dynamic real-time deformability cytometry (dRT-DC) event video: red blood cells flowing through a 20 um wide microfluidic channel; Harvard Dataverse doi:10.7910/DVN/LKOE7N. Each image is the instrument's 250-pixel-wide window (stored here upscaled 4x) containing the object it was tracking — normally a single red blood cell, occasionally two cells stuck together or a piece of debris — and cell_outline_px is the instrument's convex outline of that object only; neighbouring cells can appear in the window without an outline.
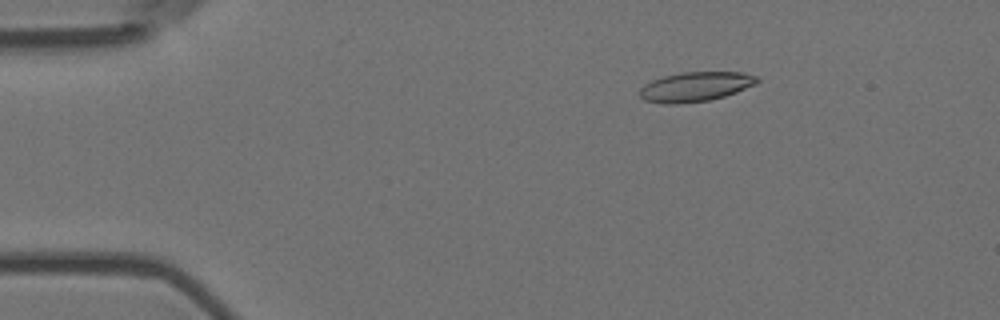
{"species": "Egyptian fruit bat (a non-hibernating species)", "species_latin": "Rousettus aegyptiacus", "temperature_condition": "room temperature", "stored_images_in_passage": 4, "camera_frame_rate_fps": 3000, "um_per_image_px": 0.085, "animal": {"sex": "female"}, "frame": {"image": 1, "passage_image": 2, "time_ms": 0.333, "image_size_px": [1000, 320], "cell_outline_px": [[760, 80], [756, 84], [736, 92], [724, 96], [708, 100], [676, 104], [664, 104], [644, 100], [640, 96], [640, 88], [644, 84], [652, 80], [664, 76], [680, 72], [744, 72], [760, 76]], "centroid_in_image_um": [59.14, 7.36], "position_along_channel_um": 25.9, "area_um2": 20.35}}